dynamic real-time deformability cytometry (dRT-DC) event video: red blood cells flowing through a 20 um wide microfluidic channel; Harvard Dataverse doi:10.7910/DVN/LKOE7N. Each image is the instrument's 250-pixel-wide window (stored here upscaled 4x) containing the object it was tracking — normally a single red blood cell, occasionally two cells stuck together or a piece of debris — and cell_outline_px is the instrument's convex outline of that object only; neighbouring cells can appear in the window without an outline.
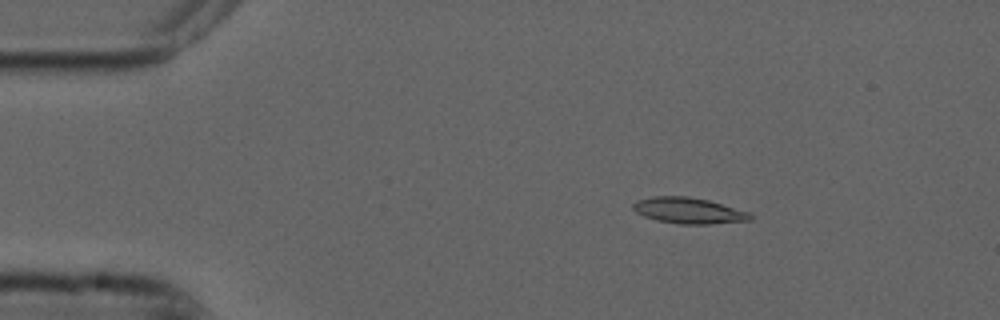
{"species": "common noctule bat (a hibernating species)", "species_latin": "Nyctalus noctula", "temperature_condition": "cold", "stored_images_in_passage": 20, "camera_frame_rate_fps": 3000, "um_per_image_px": 0.085, "animal": {"sex": "male", "forearm_length_mm": 52.5}, "frame": {"image": 1, "passage_image": 9, "time_ms": 2.667, "image_size_px": [1000, 320], "cell_outline_px": [[752, 220], [708, 224], [680, 224], [656, 220], [644, 216], [636, 212], [632, 208], [632, 204], [636, 200], [652, 196], [688, 196], [708, 200], [748, 212], [752, 216]], "centroid_in_image_um": [58.48, 17.89], "position_along_channel_um": 26.5, "area_um2": 17.69}}
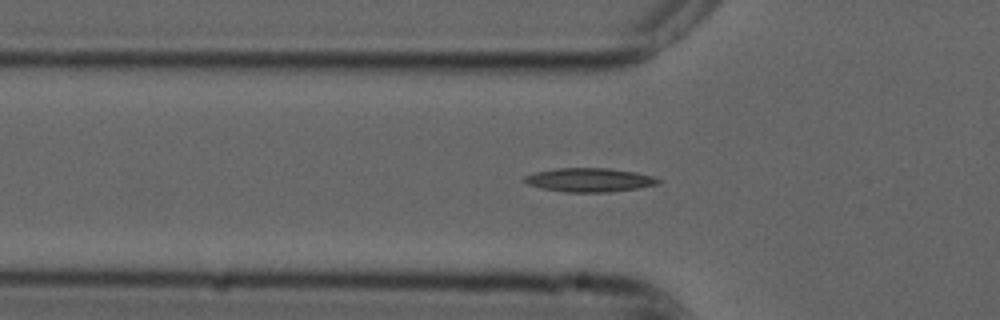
{"frame": {"image": 2, "passage_image": 18, "time_ms": 5.667, "image_size_px": [1000, 320], "cell_outline_px": [[660, 180], [656, 184], [636, 188], [608, 192], [564, 192], [540, 188], [528, 184], [520, 180], [524, 176], [536, 172], [556, 168], [608, 168], [636, 172], [652, 176]], "centroid_in_image_um": [50.02, 15.29], "position_along_channel_um": 75.8, "area_um2": 18.5}}